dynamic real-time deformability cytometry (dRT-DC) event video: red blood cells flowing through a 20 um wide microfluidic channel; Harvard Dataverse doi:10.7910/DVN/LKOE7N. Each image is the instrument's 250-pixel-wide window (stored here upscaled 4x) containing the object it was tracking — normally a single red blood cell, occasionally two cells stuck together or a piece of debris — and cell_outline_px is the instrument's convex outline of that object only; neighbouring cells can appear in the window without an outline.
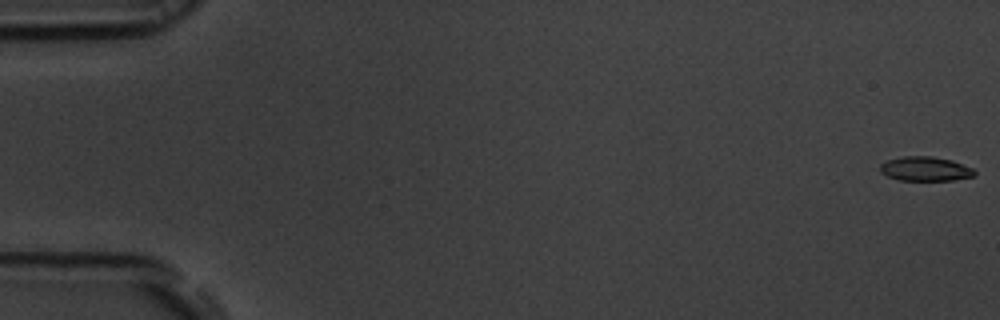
{"species": "common noctule bat (a hibernating species)", "species_latin": "Nyctalus noctula", "temperature_condition": "room temperature", "stored_images_in_passage": 51, "camera_frame_rate_fps": 3000, "um_per_image_px": 0.085, "animal": {"sex": "male", "body_mass_g": 19.5, "forearm_length_mm": 54.6}, "frame": {"image": 1, "passage_image": 1, "time_ms": 0.0, "image_size_px": [1000, 320], "cell_outline_px": [[976, 176], [952, 180], [900, 180], [888, 176], [880, 172], [880, 164], [888, 160], [904, 156], [932, 156], [952, 160], [972, 168], [976, 172]], "centroid_in_image_um": [78.67, 14.35], "position_along_channel_um": 6.3, "area_um2": 13.35}}
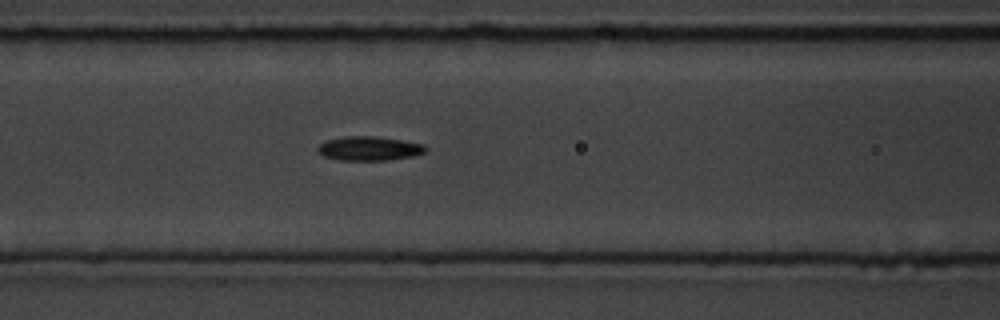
{"frame": {"image": 2, "passage_image": 23, "time_ms": 7.333, "image_size_px": [1000, 320], "cell_outline_px": [[428, 148], [424, 152], [412, 156], [388, 160], [340, 160], [324, 156], [316, 148], [324, 140], [344, 136], [376, 136], [404, 140], [424, 144]], "centroid_in_image_um": [31.38, 12.6], "position_along_channel_um": 135.2, "area_um2": 15.26}}
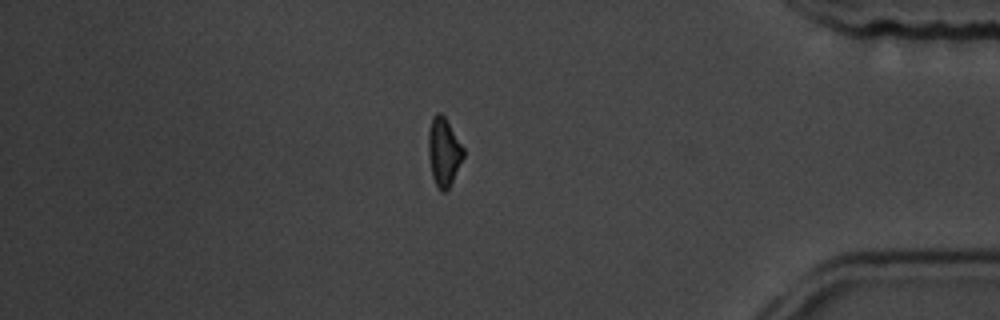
{"frame": {"image": 3, "passage_image": 46, "time_ms": 15.0, "image_size_px": [1000, 320], "cell_outline_px": [[464, 156], [448, 188], [444, 192], [440, 192], [432, 176], [428, 156], [428, 132], [432, 116], [436, 112], [440, 112], [444, 116], [464, 148]], "centroid_in_image_um": [37.7, 12.88], "position_along_channel_um": 397.5, "area_um2": 13.87}, "authors_computed_cell_mechanics": {"area_um2": 14.2188, "velocity_mm_per_s": 3.8538, "shape_relaxation_time_tau1_ms": 2.1951, "shape_relaxation_time_tau2_ms": 7.7393, "deformation_change_tau1": 0.1063, "deformation_change_tau2": 0.1799}}